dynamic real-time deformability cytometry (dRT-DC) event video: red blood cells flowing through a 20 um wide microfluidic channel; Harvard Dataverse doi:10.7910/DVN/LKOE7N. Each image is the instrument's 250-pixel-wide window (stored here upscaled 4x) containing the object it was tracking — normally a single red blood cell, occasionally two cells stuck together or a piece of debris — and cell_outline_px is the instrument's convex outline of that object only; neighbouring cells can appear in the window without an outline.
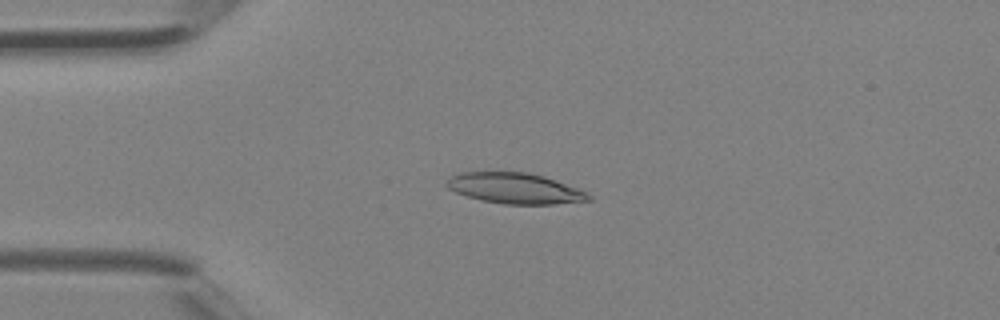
{"species": "Egyptian fruit bat (a non-hibernating species)", "species_latin": "Rousettus aegyptiacus", "temperature_condition": "room temperature", "stored_images_in_passage": 2, "camera_frame_rate_fps": 3000, "um_per_image_px": 0.085, "animal": {"sex": "female"}, "frame": {"image": 1, "passage_image": 2, "time_ms": 0.333, "image_size_px": [1000, 320], "cell_outline_px": [[592, 200], [552, 204], [504, 204], [480, 200], [456, 192], [448, 188], [444, 184], [452, 176], [460, 172], [528, 172], [544, 176], [588, 192], [592, 196]], "centroid_in_image_um": [43.78, 16.01], "position_along_channel_um": 41.2, "area_um2": 25.32}}